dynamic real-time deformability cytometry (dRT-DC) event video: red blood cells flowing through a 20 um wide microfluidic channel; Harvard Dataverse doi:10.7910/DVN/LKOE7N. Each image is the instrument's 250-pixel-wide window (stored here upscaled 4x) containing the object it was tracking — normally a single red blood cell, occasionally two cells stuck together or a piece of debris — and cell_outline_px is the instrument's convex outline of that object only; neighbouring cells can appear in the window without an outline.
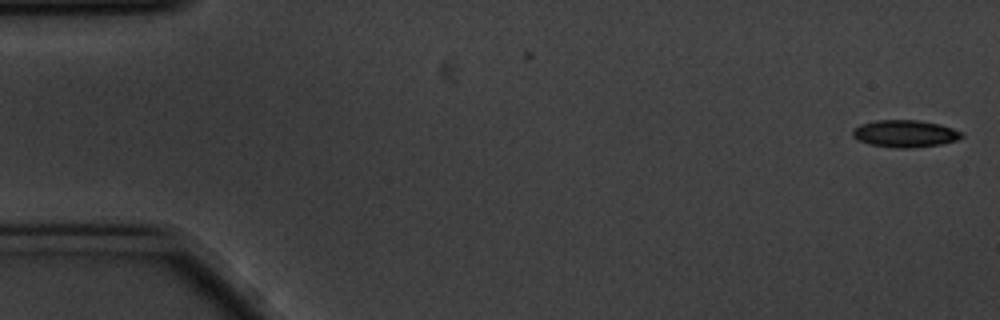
{"species": "common noctule bat (a hibernating species)", "species_latin": "Nyctalus noctula", "temperature_condition": "cold", "stored_images_in_passage": 3, "camera_frame_rate_fps": 3000, "um_per_image_px": 0.085, "animal": {"sex": "male", "body_mass_g": 20.1, "forearm_length_mm": 53.5}, "frame": {"image": 1, "passage_image": 3, "time_ms": 0.667, "image_size_px": [1000, 320], "cell_outline_px": [[964, 136], [956, 140], [940, 144], [908, 148], [896, 148], [872, 144], [860, 140], [852, 136], [852, 128], [860, 124], [876, 120], [916, 120], [940, 124], [952, 128], [960, 132]], "centroid_in_image_um": [76.9, 11.34], "position_along_channel_um": 8.1, "area_um2": 17.05}}